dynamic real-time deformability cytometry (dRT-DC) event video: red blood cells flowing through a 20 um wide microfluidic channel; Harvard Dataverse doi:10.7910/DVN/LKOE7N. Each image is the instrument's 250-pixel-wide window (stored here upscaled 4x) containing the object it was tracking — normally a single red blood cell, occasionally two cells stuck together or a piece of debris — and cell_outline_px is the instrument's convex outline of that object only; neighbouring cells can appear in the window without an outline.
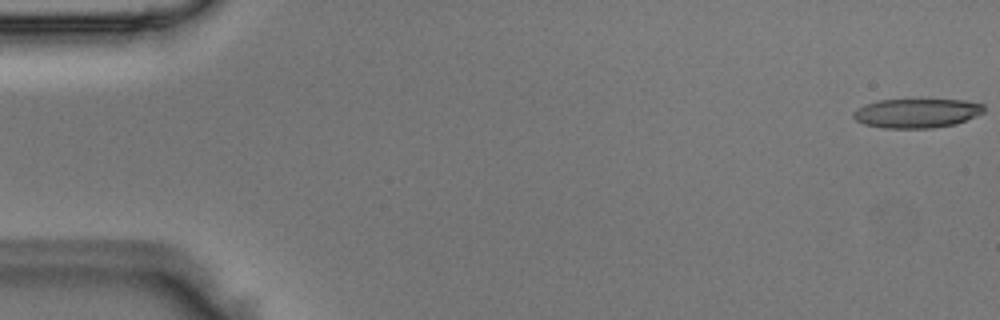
{"species": "Egyptian fruit bat (a non-hibernating species)", "species_latin": "Rousettus aegyptiacus", "temperature_condition": "room temperature", "stored_images_in_passage": 5, "camera_frame_rate_fps": 3000, "um_per_image_px": 0.085, "animal": {"sex": "male"}, "frame": {"image": 1, "passage_image": 1, "time_ms": 0.0, "image_size_px": [1000, 320], "cell_outline_px": [[984, 112], [956, 124], [932, 128], [880, 128], [864, 124], [856, 120], [852, 116], [852, 112], [856, 108], [864, 104], [876, 100], [964, 100], [984, 104]], "centroid_in_image_um": [77.87, 9.62], "position_along_channel_um": 7.1, "area_um2": 22.37}}